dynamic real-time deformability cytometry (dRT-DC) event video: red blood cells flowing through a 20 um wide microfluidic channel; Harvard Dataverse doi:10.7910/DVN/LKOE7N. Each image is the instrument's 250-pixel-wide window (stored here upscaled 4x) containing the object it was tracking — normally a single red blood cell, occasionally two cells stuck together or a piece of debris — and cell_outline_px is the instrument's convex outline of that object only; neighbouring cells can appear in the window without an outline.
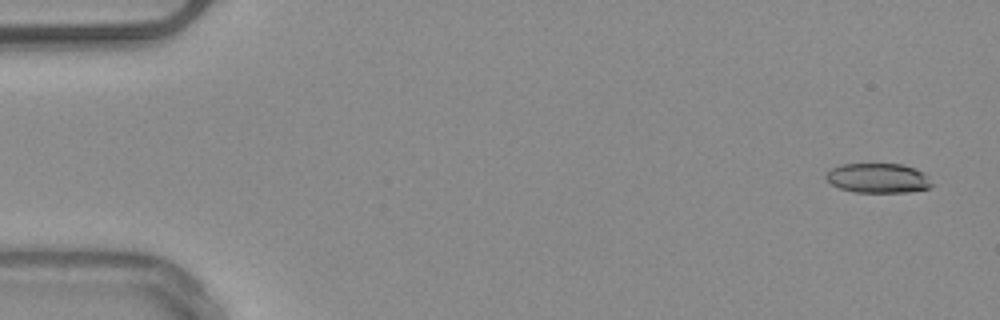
{"species": "common noctule bat (a hibernating species)", "species_latin": "Nyctalus noctula", "temperature_condition": "warm", "stored_images_in_passage": 4, "camera_frame_rate_fps": 3000, "um_per_image_px": 0.085, "animal": {"sex": "male", "body_mass_g": 20.4}, "frame": {"image": 1, "passage_image": 1, "time_ms": 0.0, "image_size_px": [1000, 320], "cell_outline_px": [[932, 188], [908, 192], [856, 192], [840, 188], [832, 184], [824, 176], [832, 168], [840, 164], [900, 164], [916, 168], [924, 172], [932, 184]], "centroid_in_image_um": [74.66, 15.14], "position_along_channel_um": 10.3, "area_um2": 18.26}}
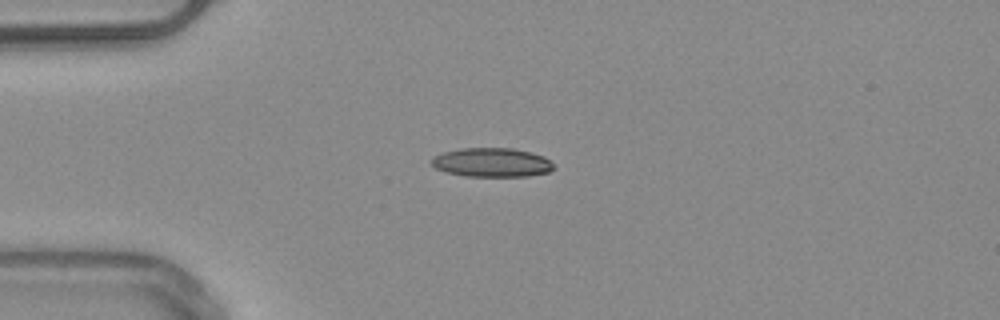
{"frame": {"image": 2, "passage_image": 4, "time_ms": 3.667, "image_size_px": [1000, 320], "cell_outline_px": [[556, 168], [548, 172], [528, 176], [464, 176], [448, 172], [436, 168], [428, 160], [432, 156], [444, 152], [460, 148], [512, 148], [544, 156]], "centroid_in_image_um": [41.77, 13.8], "position_along_channel_um": 43.2, "area_um2": 20.63}}